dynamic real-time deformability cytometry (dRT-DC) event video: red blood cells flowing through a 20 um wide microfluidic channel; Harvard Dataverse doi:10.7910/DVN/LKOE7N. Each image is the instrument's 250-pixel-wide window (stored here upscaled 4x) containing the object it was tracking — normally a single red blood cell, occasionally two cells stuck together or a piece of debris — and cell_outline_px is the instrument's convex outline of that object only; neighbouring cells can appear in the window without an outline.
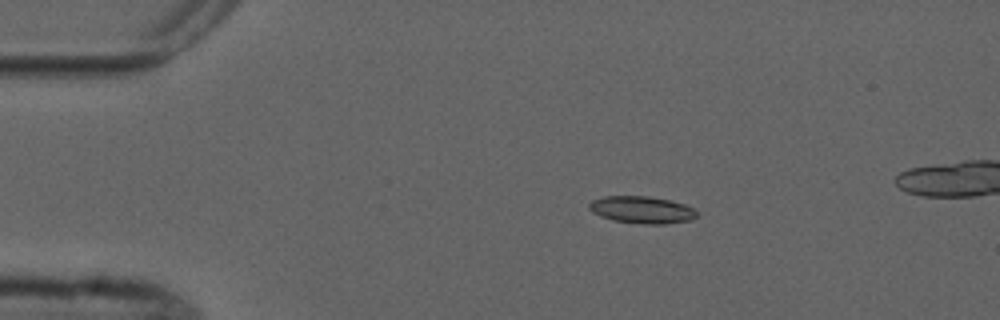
{"species": "common noctule bat (a hibernating species)", "species_latin": "Nyctalus noctula", "temperature_condition": "cold", "stored_images_in_passage": 7, "camera_frame_rate_fps": 3000, "um_per_image_px": 0.085, "animal": {"sex": "male", "forearm_length_mm": 52.5}, "frame": {"image": 1, "passage_image": 1, "time_ms": 0.0, "image_size_px": [1000, 320], "cell_outline_px": [[696, 216], [692, 220], [664, 224], [644, 224], [616, 220], [600, 216], [592, 212], [588, 208], [588, 204], [592, 200], [604, 196], [648, 196], [668, 200], [684, 204], [696, 208]], "centroid_in_image_um": [54.56, 17.83], "position_along_channel_um": 30.4, "area_um2": 16.99}}
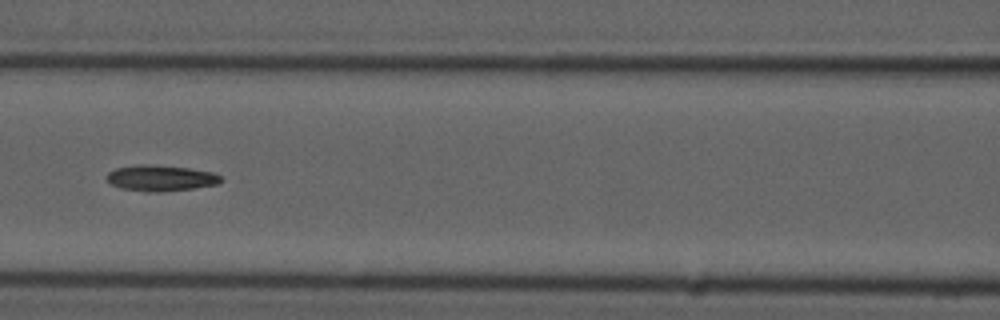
{"frame": {"image": 2, "passage_image": 5, "time_ms": 4.667, "image_size_px": [1000, 320], "cell_outline_px": [[220, 180], [216, 184], [192, 188], [160, 192], [144, 192], [120, 188], [112, 184], [104, 176], [108, 172], [116, 168], [136, 164], [148, 164], [188, 168], [212, 172], [220, 176]], "centroid_in_image_um": [13.58, 15.13], "position_along_channel_um": 153.0, "area_um2": 17.17}}
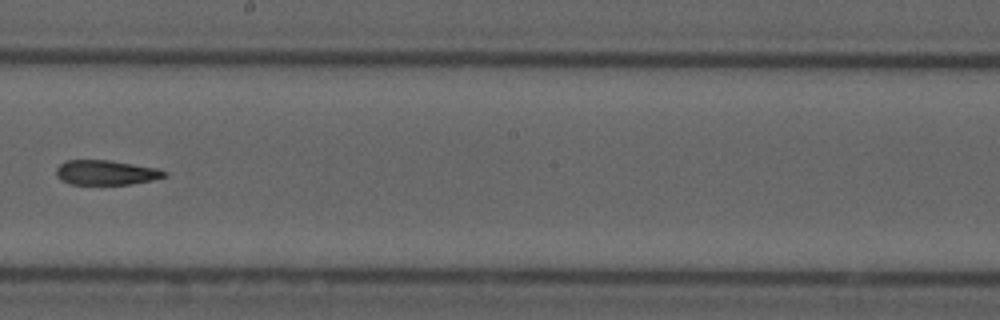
{"frame": {"image": 3, "passage_image": 7, "time_ms": 7.0, "image_size_px": [1000, 320], "cell_outline_px": [[168, 176], [152, 180], [132, 184], [68, 184], [60, 180], [56, 176], [56, 168], [60, 164], [68, 160], [108, 160], [160, 168], [168, 172]], "centroid_in_image_um": [9.04, 14.67], "position_along_channel_um": 239.2, "area_um2": 15.78}}